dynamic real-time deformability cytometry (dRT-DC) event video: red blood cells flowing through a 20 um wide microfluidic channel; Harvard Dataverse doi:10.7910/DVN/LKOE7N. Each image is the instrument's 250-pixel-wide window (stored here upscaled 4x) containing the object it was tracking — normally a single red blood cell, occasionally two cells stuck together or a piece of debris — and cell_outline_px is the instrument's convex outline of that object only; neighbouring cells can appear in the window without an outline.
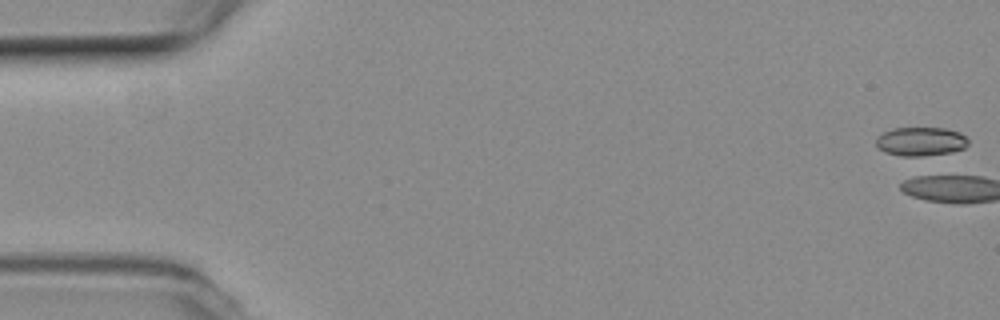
{"species": "common noctule bat (a hibernating species)", "species_latin": "Nyctalus noctula", "temperature_condition": "room temperature", "stored_images_in_passage": 13, "camera_frame_rate_fps": 3000, "um_per_image_px": 0.085, "animal": {"sex": "female", "body_mass_g": 19.3, "forearm_length_mm": 54.1}, "frame": {"image": 1, "passage_image": 1, "time_ms": 0.0, "image_size_px": [1000, 320], "cell_outline_px": [[968, 144], [964, 148], [952, 152], [916, 160], [884, 152], [876, 144], [876, 136], [892, 128], [944, 128], [960, 132], [968, 140]], "centroid_in_image_um": [78.26, 12.08], "position_along_channel_um": 6.7, "area_um2": 16.18}}